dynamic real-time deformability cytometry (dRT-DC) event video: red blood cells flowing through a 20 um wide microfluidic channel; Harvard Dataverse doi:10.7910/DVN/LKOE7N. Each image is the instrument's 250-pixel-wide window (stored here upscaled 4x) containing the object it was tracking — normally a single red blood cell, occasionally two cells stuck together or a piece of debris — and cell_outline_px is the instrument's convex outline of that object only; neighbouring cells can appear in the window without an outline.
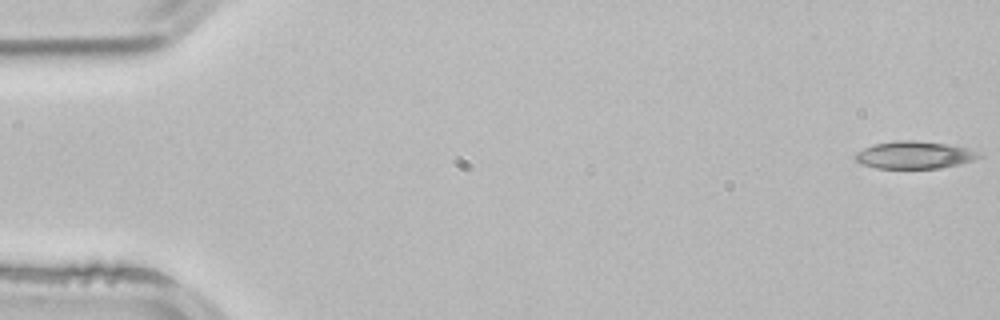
{"species": "common noctule bat (a hibernating species)", "species_latin": "Nyctalus noctula", "temperature_condition": "room temperature", "stored_images_in_passage": 52, "camera_frame_rate_fps": 3000, "um_per_image_px": 0.085, "animal": {"sex": "male", "body_mass_g": 21.5, "forearm_length_mm": 52.0}, "frame": {"image": 1, "passage_image": 1, "time_ms": 0.0, "image_size_px": [1000, 320], "cell_outline_px": [[984, 156], [976, 160], [940, 168], [876, 168], [860, 164], [852, 156], [856, 152], [872, 144], [896, 140], [916, 140], [944, 144], [968, 148]], "centroid_in_image_um": [77.68, 13.17], "position_along_channel_um": 7.3, "area_um2": 19.88}}
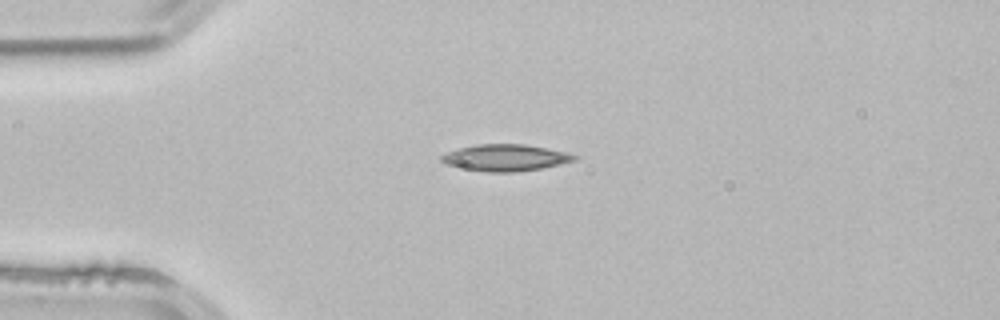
{"frame": {"image": 2, "passage_image": 13, "time_ms": 4.0, "image_size_px": [1000, 320], "cell_outline_px": [[580, 160], [540, 168], [516, 172], [488, 172], [464, 168], [448, 164], [440, 160], [440, 156], [448, 152], [460, 148], [476, 144], [524, 144], [568, 152], [580, 156]], "centroid_in_image_um": [43.04, 13.4], "position_along_channel_um": 42.0, "area_um2": 20.58}}
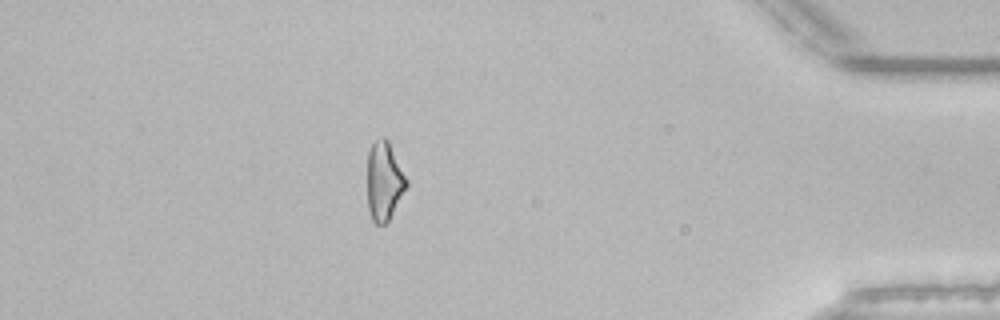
{"frame": {"image": 3, "passage_image": 46, "time_ms": 15.0, "image_size_px": [1000, 320], "cell_outline_px": [[408, 184], [388, 220], [384, 224], [376, 224], [372, 220], [368, 208], [368, 152], [372, 144], [380, 136], [384, 136], [388, 140], [408, 180]], "centroid_in_image_um": [32.65, 15.36], "position_along_channel_um": 402.6, "area_um2": 17.74}, "authors_computed_cell_mechanics": {"area_um2": 19.0162, "velocity_mm_per_s": 3.9006, "shape_relaxation_time_tau1_ms": 7.6632, "shape_relaxation_time_tau2_ms": 4.8696, "deformation_change_tau1": 0.196, "deformation_change_tau2": 0.1503}}